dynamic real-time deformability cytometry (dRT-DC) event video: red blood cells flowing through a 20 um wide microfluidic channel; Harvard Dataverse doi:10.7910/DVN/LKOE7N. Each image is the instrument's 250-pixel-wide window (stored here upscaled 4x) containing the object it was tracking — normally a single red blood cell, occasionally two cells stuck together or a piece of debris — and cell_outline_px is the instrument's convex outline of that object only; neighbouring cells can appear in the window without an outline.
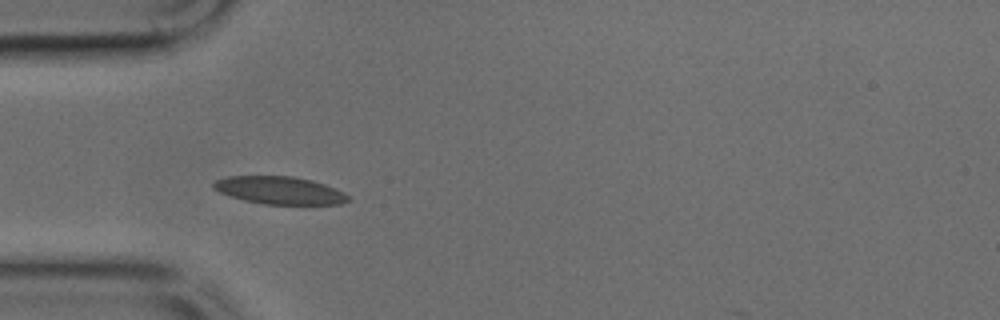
{"species": "common noctule bat (a hibernating species)", "species_latin": "Nyctalus noctula", "temperature_condition": "cold", "stored_images_in_passage": 35, "camera_frame_rate_fps": 3000, "um_per_image_px": 0.085, "animal": {"sex": "male", "body_mass_g": 17.9, "forearm_length_mm": 54.2}, "frame": {"image": 1, "passage_image": 1, "time_ms": 0.0, "image_size_px": [1000, 320], "cell_outline_px": [[348, 200], [340, 204], [264, 204], [244, 200], [220, 192], [212, 188], [212, 184], [216, 180], [228, 176], [292, 176], [312, 180], [324, 184], [344, 192], [348, 196]], "centroid_in_image_um": [23.75, 16.17], "position_along_channel_um": 61.3, "area_um2": 21.5}}
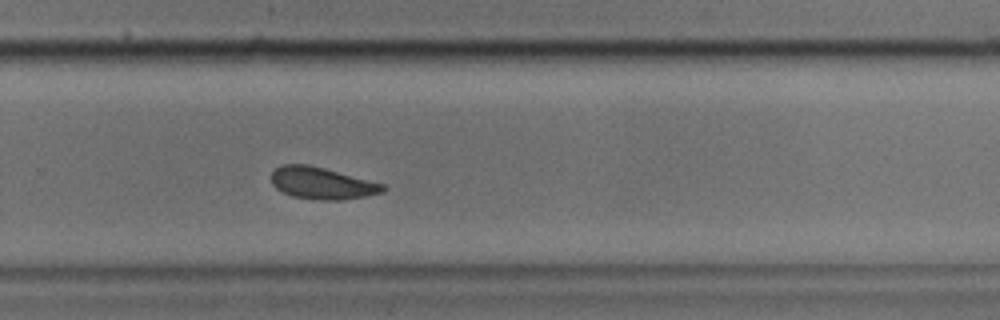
{"frame": {"image": 2, "passage_image": 19, "time_ms": 6.0, "image_size_px": [1000, 320], "cell_outline_px": [[388, 188], [384, 192], [344, 200], [320, 200], [292, 196], [276, 188], [272, 184], [272, 172], [276, 168], [284, 164], [308, 164], [324, 168], [384, 184]], "centroid_in_image_um": [27.38, 15.57], "position_along_channel_um": 302.4, "area_um2": 20.63}}
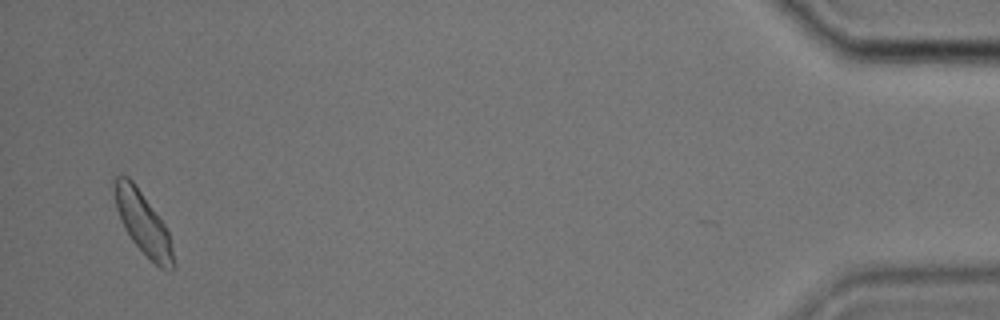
{"frame": {"image": 3, "passage_image": 34, "time_ms": 11.0, "image_size_px": [1000, 320], "cell_outline_px": [[176, 268], [160, 268], [132, 240], [124, 228], [116, 208], [112, 184], [112, 176], [128, 176], [132, 180], [164, 224], [168, 232], [176, 264]], "centroid_in_image_um": [12.12, 18.91], "position_along_channel_um": 423.1, "area_um2": 21.04}}